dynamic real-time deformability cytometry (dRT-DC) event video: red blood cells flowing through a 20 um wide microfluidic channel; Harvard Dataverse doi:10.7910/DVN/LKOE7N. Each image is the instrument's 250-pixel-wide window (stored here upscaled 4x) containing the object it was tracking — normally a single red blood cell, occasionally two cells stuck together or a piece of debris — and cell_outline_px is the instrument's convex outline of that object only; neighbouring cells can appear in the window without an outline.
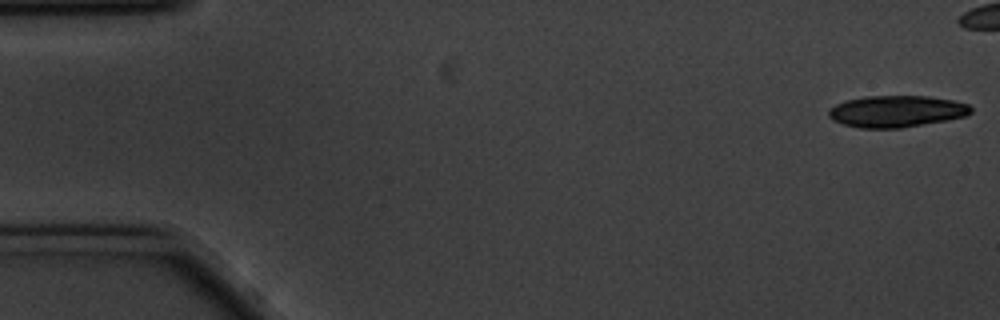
{"species": "common noctule bat (a hibernating species)", "species_latin": "Nyctalus noctula", "temperature_condition": "cold", "stored_images_in_passage": 46, "camera_frame_rate_fps": 3000, "um_per_image_px": 0.085, "animal": {"sex": "male", "body_mass_g": 20.1, "forearm_length_mm": 53.5}, "frame": {"image": 1, "passage_image": 1, "time_ms": 0.0, "image_size_px": [1000, 320], "cell_outline_px": [[972, 112], [964, 116], [948, 120], [900, 128], [860, 128], [844, 124], [832, 120], [828, 116], [828, 108], [836, 104], [848, 100], [864, 96], [928, 96], [952, 100], [968, 104], [972, 108]], "centroid_in_image_um": [76.18, 9.46], "position_along_channel_um": 8.8, "area_um2": 26.24}}